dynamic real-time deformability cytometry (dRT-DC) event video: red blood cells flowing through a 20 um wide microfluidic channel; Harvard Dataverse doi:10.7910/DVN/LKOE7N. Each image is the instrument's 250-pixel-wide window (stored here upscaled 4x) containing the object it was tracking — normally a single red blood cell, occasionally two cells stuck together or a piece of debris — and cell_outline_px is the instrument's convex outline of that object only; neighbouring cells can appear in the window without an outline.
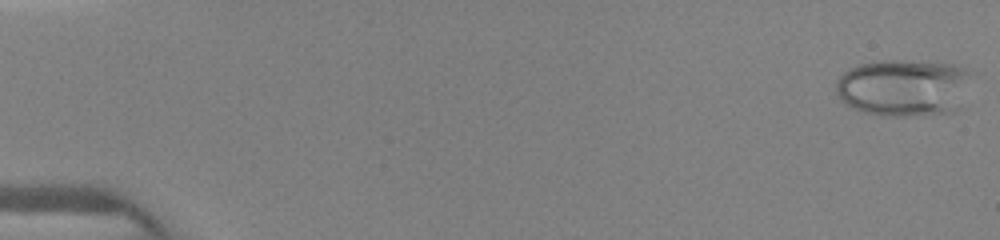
{"species": "human", "species_latin": "Homo sapiens", "temperature_condition": "warm", "stored_images_in_passage": 15, "camera_frame_rate_fps": 3000, "um_per_image_px": 0.085, "donor": {"sex": "female"}, "frame": {"image": 1, "passage_image": 1, "time_ms": 0.0, "image_size_px": [1000, 240], "cell_outline_px": [[976, 72], [960, 108], [952, 112], [900, 116], [880, 116], [864, 112], [844, 104], [840, 100], [836, 92], [836, 80], [844, 72], [860, 64], [880, 60], [900, 60], [952, 64]], "centroid_in_image_um": [76.87, 7.44], "position_along_channel_um": 8.1, "area_um2": 45.89}}
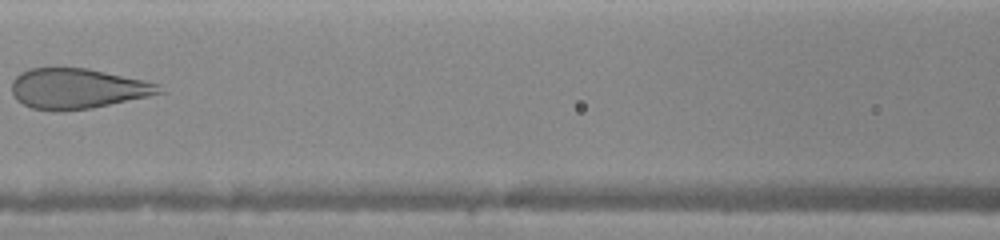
{"frame": {"image": 2, "passage_image": 13, "time_ms": 7.0, "image_size_px": [1000, 240], "cell_outline_px": [[164, 92], [148, 96], [92, 108], [60, 112], [52, 112], [32, 108], [16, 100], [12, 92], [12, 80], [20, 72], [28, 68], [88, 68], [144, 80], [160, 84]], "centroid_in_image_um": [6.56, 7.54], "position_along_channel_um": 160.0, "area_um2": 34.85}}
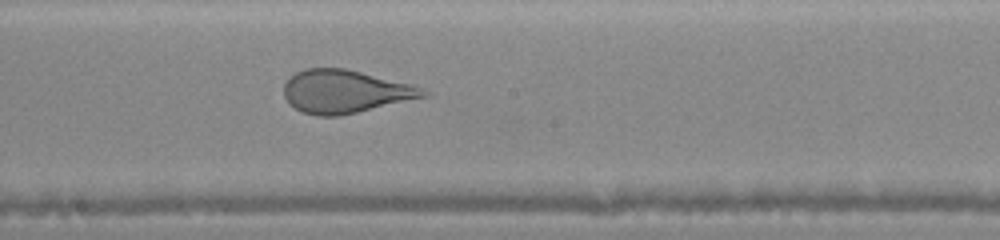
{"frame": {"image": 3, "passage_image": 15, "time_ms": 8.333, "image_size_px": [1000, 240], "cell_outline_px": [[432, 96], [356, 112], [336, 116], [316, 116], [304, 112], [288, 104], [284, 96], [284, 84], [288, 76], [304, 68], [344, 68], [412, 84], [432, 92]], "centroid_in_image_um": [29.36, 7.77], "position_along_channel_um": 218.8, "area_um2": 35.26}}